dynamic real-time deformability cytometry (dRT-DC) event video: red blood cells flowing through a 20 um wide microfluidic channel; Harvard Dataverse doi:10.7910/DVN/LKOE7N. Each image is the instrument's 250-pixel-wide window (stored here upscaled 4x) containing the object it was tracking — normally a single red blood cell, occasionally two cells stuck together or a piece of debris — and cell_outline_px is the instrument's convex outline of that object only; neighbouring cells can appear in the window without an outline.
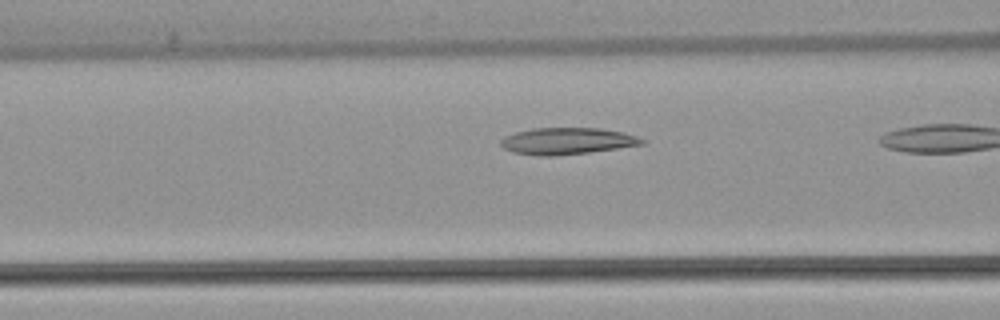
{"species": "common noctule bat (a hibernating species)", "species_latin": "Nyctalus noctula", "temperature_condition": "warm", "stored_images_in_passage": 8, "camera_frame_rate_fps": 3000, "um_per_image_px": 0.085, "animal": {"sex": "female", "body_mass_g": 22.7, "forearm_length_mm": 54.2}, "frame": {"image": 1, "passage_image": 7, "time_ms": 2.0, "image_size_px": [1000, 320], "cell_outline_px": [[644, 144], [588, 152], [552, 156], [540, 156], [512, 152], [504, 148], [500, 144], [500, 140], [516, 132], [532, 128], [600, 128], [620, 132], [636, 136], [644, 140]], "centroid_in_image_um": [48.17, 11.99], "position_along_channel_um": 118.4, "area_um2": 21.62}}